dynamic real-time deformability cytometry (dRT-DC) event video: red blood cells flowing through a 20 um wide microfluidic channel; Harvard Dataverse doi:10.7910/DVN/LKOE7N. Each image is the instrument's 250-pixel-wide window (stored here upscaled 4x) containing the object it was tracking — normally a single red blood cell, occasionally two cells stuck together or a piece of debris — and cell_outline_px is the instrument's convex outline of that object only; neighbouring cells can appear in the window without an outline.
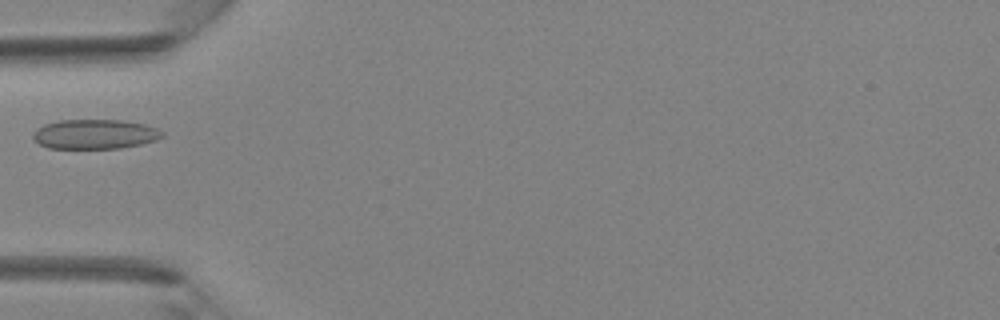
{"species": "Egyptian fruit bat (a non-hibernating species)", "species_latin": "Rousettus aegyptiacus", "temperature_condition": "room temperature", "stored_images_in_passage": 5, "camera_frame_rate_fps": 3000, "um_per_image_px": 0.085, "animal": {"sex": "female"}, "frame": {"image": 1, "passage_image": 1, "time_ms": 0.0, "image_size_px": [1000, 320], "cell_outline_px": [[164, 136], [156, 140], [140, 144], [120, 148], [48, 148], [32, 140], [32, 136], [36, 128], [44, 124], [60, 120], [120, 120], [144, 124], [156, 128], [164, 132]], "centroid_in_image_um": [8.04, 11.4], "position_along_channel_um": 77.0, "area_um2": 22.31}}
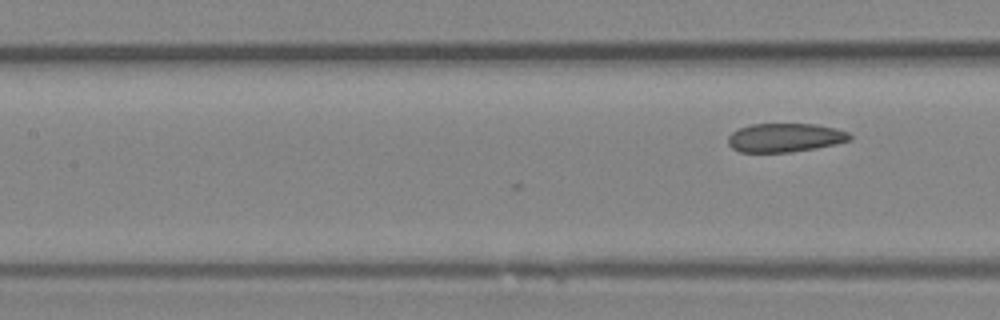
{"frame": {"image": 2, "passage_image": 5, "time_ms": 1.333, "image_size_px": [1000, 320], "cell_outline_px": [[852, 140], [836, 144], [816, 148], [792, 152], [740, 152], [732, 148], [728, 144], [728, 136], [732, 132], [740, 128], [752, 124], [816, 124], [836, 128], [848, 132], [852, 136]], "centroid_in_image_um": [66.75, 11.7], "position_along_channel_um": 140.6, "area_um2": 20.52}}